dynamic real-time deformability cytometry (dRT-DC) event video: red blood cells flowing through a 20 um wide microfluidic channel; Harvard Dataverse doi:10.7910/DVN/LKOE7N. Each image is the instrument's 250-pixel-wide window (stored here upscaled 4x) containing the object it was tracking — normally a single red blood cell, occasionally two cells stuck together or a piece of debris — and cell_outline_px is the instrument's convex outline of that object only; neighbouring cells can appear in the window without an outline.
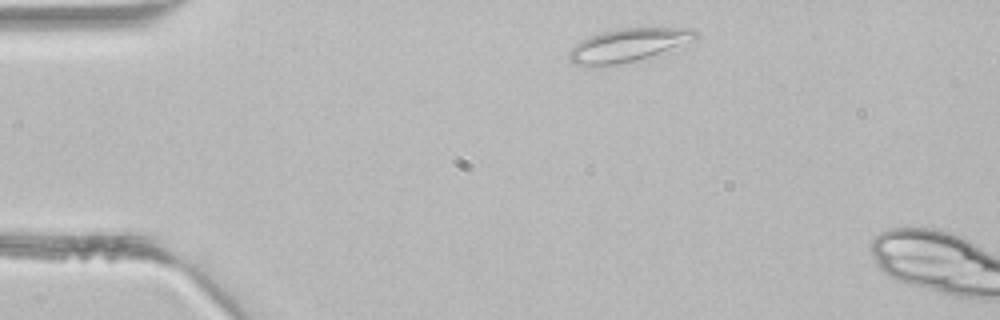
{"species": "common noctule bat (a hibernating species)", "species_latin": "Nyctalus noctula", "temperature_condition": "room temperature", "stored_images_in_passage": 3, "camera_frame_rate_fps": 3000, "um_per_image_px": 0.085, "animal": {"sex": "male", "body_mass_g": 21.5, "forearm_length_mm": 52.0}, "frame": {"image": 1, "passage_image": 1, "time_ms": 0.0, "image_size_px": [1000, 320], "cell_outline_px": [[700, 36], [696, 40], [636, 60], [616, 64], [572, 64], [568, 60], [568, 56], [572, 48], [580, 40], [600, 32], [620, 28], [696, 28], [700, 32]], "centroid_in_image_um": [53.45, 3.79], "position_along_channel_um": 31.6, "area_um2": 24.04}}